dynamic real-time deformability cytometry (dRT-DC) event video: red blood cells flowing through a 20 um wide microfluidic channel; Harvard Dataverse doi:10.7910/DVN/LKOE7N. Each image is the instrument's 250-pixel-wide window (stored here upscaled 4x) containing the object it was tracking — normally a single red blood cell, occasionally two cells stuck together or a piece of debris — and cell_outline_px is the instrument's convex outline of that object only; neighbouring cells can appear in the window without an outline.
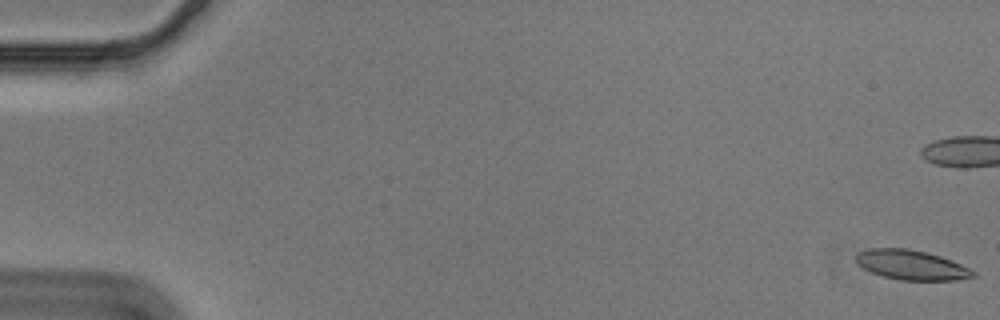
{"species": "Egyptian fruit bat (a non-hibernating species)", "species_latin": "Rousettus aegyptiacus", "temperature_condition": "cold", "stored_images_in_passage": 58, "camera_frame_rate_fps": 3000, "um_per_image_px": 0.085, "animal": {"sex": "male"}, "frame": {"image": 1, "passage_image": 1, "time_ms": 0.0, "image_size_px": [1000, 320], "cell_outline_px": [[976, 276], [956, 280], [900, 280], [884, 276], [872, 272], [856, 264], [856, 252], [868, 248], [908, 248], [940, 256], [960, 264], [976, 272]], "centroid_in_image_um": [77.44, 22.51], "position_along_channel_um": 7.6, "area_um2": 20.17}, "authors_computed_cell_mechanics": {"area_um2": 21.2704, "velocity_mm_per_s": 3.553, "shape_relaxation_time_tau1_ms": 7.4496, "shape_relaxation_time_tau2_ms": 1.9733, "deformation_change_tau1": 0.2006, "deformation_change_tau2": 0.086}}